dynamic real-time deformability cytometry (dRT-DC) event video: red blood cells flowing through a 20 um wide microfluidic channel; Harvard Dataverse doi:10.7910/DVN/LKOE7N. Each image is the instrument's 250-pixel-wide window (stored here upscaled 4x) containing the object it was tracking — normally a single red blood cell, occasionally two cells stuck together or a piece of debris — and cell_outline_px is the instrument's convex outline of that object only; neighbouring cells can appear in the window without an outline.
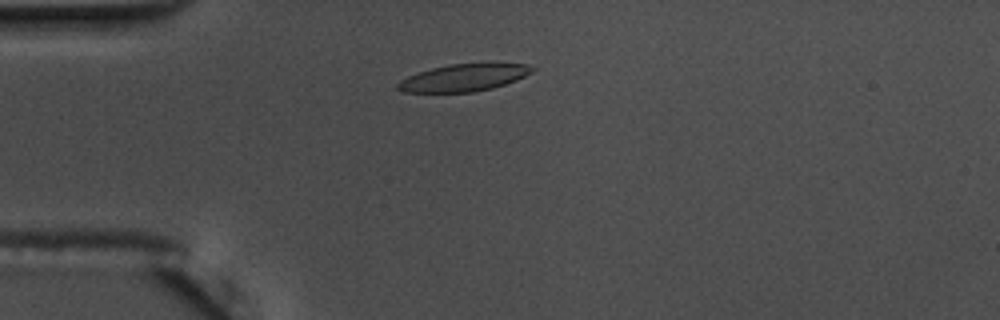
{"species": "common noctule bat (a hibernating species)", "species_latin": "Nyctalus noctula", "temperature_condition": "warm", "stored_images_in_passage": 50, "camera_frame_rate_fps": 3000, "um_per_image_px": 0.085, "animal": {"sex": "male", "body_mass_g": 17.5, "forearm_length_mm": 52.3}, "frame": {"image": 1, "passage_image": 9, "time_ms": 2.667, "image_size_px": [1000, 320], "cell_outline_px": [[536, 68], [532, 72], [516, 80], [492, 88], [472, 92], [404, 92], [396, 88], [396, 84], [400, 80], [408, 76], [432, 68], [448, 64], [528, 64]], "centroid_in_image_um": [39.39, 6.61], "position_along_channel_um": 45.6, "area_um2": 20.98}}
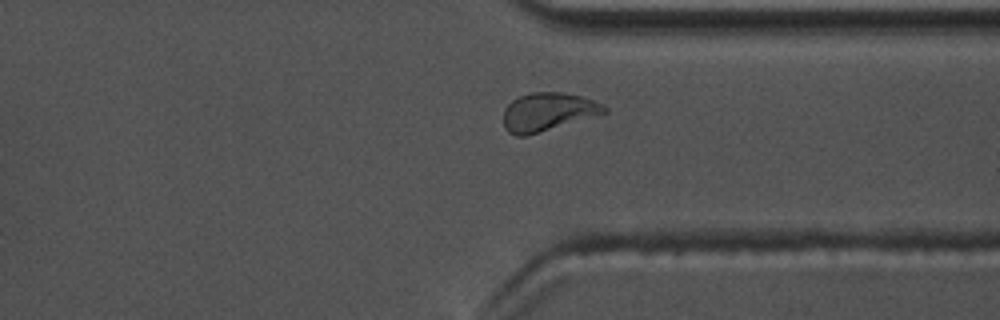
{"frame": {"image": 2, "passage_image": 37, "time_ms": 12.0, "image_size_px": [1000, 320], "cell_outline_px": [[608, 112], [524, 136], [516, 136], [508, 132], [504, 128], [504, 108], [512, 100], [520, 96], [532, 92], [560, 92], [580, 96], [592, 100], [608, 108]], "centroid_in_image_um": [46.53, 9.5], "position_along_channel_um": 364.9, "area_um2": 22.08}}
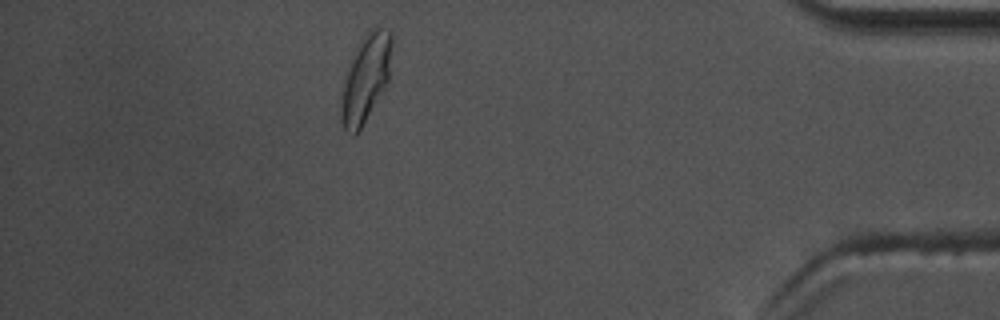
{"frame": {"image": 3, "passage_image": 44, "time_ms": 14.333, "image_size_px": [1000, 320], "cell_outline_px": [[392, 44], [388, 80], [360, 128], [352, 136], [344, 132], [340, 120], [340, 100], [344, 76], [352, 60], [368, 32], [376, 28], [388, 28], [392, 32]], "centroid_in_image_um": [31.06, 6.71], "position_along_channel_um": 404.1, "area_um2": 25.03}, "authors_computed_cell_mechanics": {"area_um2": 22.253, "velocity_mm_per_s": 3.6279, "shape_relaxation_time_tau1_ms": 4.2953, "shape_relaxation_time_tau2_ms": 1.309, "deformation_change_tau1": 0.1529, "deformation_change_tau2": 0.0746}}